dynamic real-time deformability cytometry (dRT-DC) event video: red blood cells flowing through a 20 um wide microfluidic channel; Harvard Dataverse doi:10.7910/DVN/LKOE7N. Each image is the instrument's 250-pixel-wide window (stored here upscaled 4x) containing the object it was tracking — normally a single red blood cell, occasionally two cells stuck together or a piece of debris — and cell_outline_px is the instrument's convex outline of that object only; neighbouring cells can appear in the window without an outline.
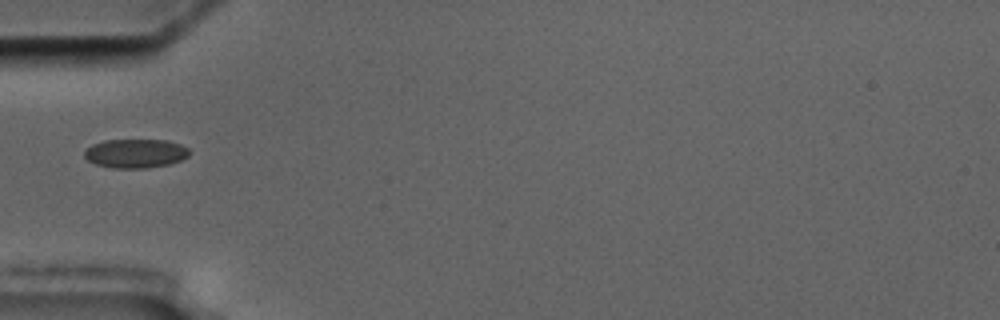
{"species": "common noctule bat (a hibernating species)", "species_latin": "Nyctalus noctula", "temperature_condition": "cold", "stored_images_in_passage": 6, "camera_frame_rate_fps": 3000, "um_per_image_px": 0.085, "animal": {"sex": "male", "body_mass_g": 17.5, "forearm_length_mm": 52.3}, "frame": {"image": 1, "passage_image": 1, "time_ms": 0.0, "image_size_px": [1000, 320], "cell_outline_px": [[188, 156], [180, 160], [168, 164], [148, 168], [112, 168], [96, 164], [88, 160], [84, 156], [84, 148], [92, 144], [104, 140], [168, 140], [180, 144], [188, 148]], "centroid_in_image_um": [11.48, 13.03], "position_along_channel_um": 73.5, "area_um2": 17.74}}
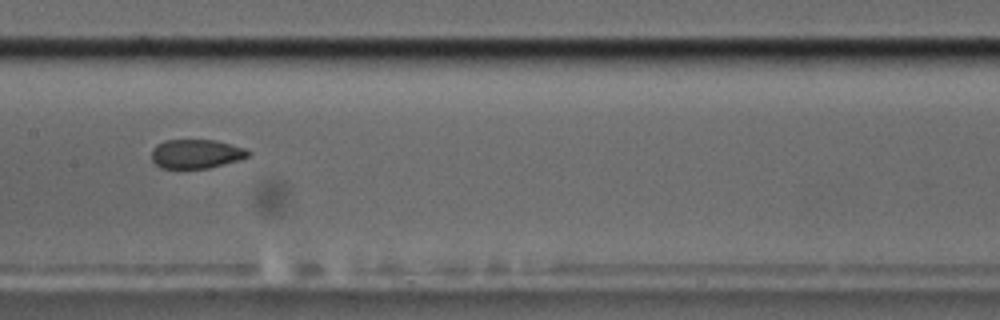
{"frame": {"image": 2, "passage_image": 4, "time_ms": 3.333, "image_size_px": [1000, 320], "cell_outline_px": [[252, 152], [248, 156], [240, 160], [208, 168], [160, 168], [152, 160], [152, 148], [156, 144], [164, 140], [216, 140], [244, 148]], "centroid_in_image_um": [16.66, 13.07], "position_along_channel_um": 190.7, "area_um2": 16.42}}
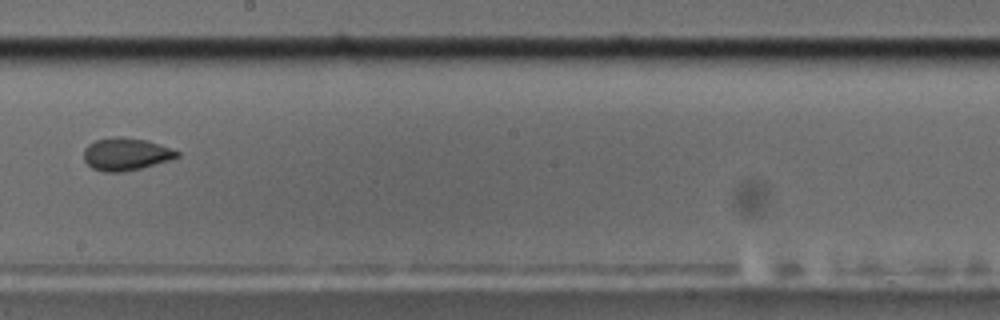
{"frame": {"image": 3, "passage_image": 5, "time_ms": 4.667, "image_size_px": [1000, 320], "cell_outline_px": [[180, 156], [168, 160], [140, 168], [120, 172], [104, 172], [92, 168], [84, 160], [84, 148], [88, 144], [96, 140], [112, 136], [148, 140], [160, 144], [180, 152]], "centroid_in_image_um": [10.68, 13.09], "position_along_channel_um": 237.5, "area_um2": 17.57}}